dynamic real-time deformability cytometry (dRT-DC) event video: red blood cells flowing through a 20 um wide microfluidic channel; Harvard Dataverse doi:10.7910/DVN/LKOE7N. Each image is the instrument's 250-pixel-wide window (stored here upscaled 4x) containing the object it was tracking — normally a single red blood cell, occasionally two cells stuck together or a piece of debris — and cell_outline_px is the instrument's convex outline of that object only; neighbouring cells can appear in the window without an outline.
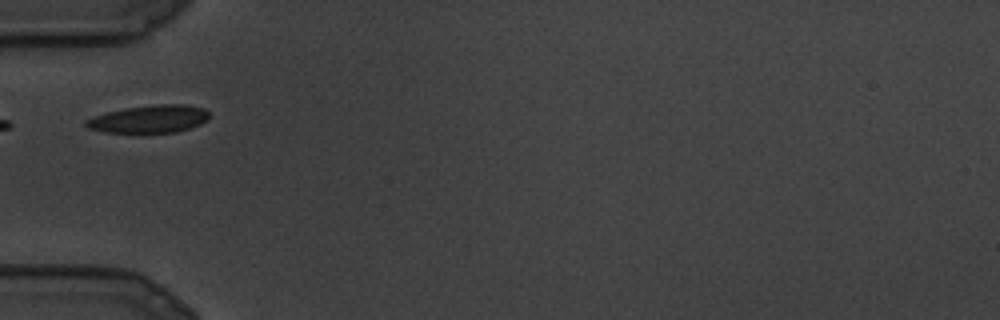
{"species": "common noctule bat (a hibernating species)", "species_latin": "Nyctalus noctula", "temperature_condition": "cold", "stored_images_in_passage": 5, "camera_frame_rate_fps": 3000, "um_per_image_px": 0.085, "animal": {"sex": "male", "body_mass_g": 19.5, "forearm_length_mm": 54.6}, "frame": {"image": 1, "passage_image": 1, "time_ms": 0.0, "image_size_px": [1000, 320], "cell_outline_px": [[208, 120], [200, 124], [176, 132], [104, 132], [88, 128], [84, 124], [84, 120], [92, 116], [124, 108], [156, 104], [184, 104], [204, 108], [208, 112]], "centroid_in_image_um": [12.66, 10.1], "position_along_channel_um": 72.3, "area_um2": 19.83}}
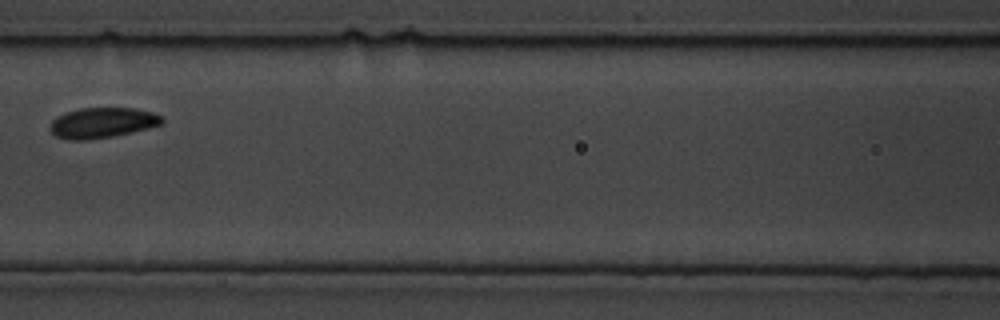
{"frame": {"image": 2, "passage_image": 4, "time_ms": 1.0, "image_size_px": [1000, 320], "cell_outline_px": [[164, 120], [160, 124], [148, 128], [112, 136], [84, 140], [68, 140], [56, 136], [48, 128], [52, 120], [56, 116], [80, 108], [132, 108], [152, 112], [164, 116]], "centroid_in_image_um": [8.67, 10.43], "position_along_channel_um": 157.9, "area_um2": 19.71}}